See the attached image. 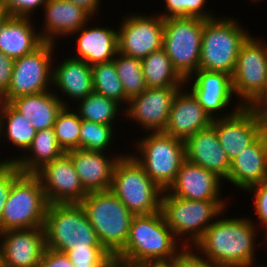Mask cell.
Returning a JSON list of instances; mask_svg holds the SVG:
<instances>
[{"instance_id": "6da1fadb", "label": "cell", "mask_w": 267, "mask_h": 267, "mask_svg": "<svg viewBox=\"0 0 267 267\" xmlns=\"http://www.w3.org/2000/svg\"><path fill=\"white\" fill-rule=\"evenodd\" d=\"M222 216L223 213L207 227L193 248L218 267H257V221L246 217L225 219Z\"/></svg>"}, {"instance_id": "7a4b0ae2", "label": "cell", "mask_w": 267, "mask_h": 267, "mask_svg": "<svg viewBox=\"0 0 267 267\" xmlns=\"http://www.w3.org/2000/svg\"><path fill=\"white\" fill-rule=\"evenodd\" d=\"M178 242L161 211L134 215L125 247L114 257L115 265L141 267L150 262L170 261L184 247Z\"/></svg>"}, {"instance_id": "3957f363", "label": "cell", "mask_w": 267, "mask_h": 267, "mask_svg": "<svg viewBox=\"0 0 267 267\" xmlns=\"http://www.w3.org/2000/svg\"><path fill=\"white\" fill-rule=\"evenodd\" d=\"M80 204L100 244L115 257L125 247L134 215L111 190L88 192Z\"/></svg>"}, {"instance_id": "277c9868", "label": "cell", "mask_w": 267, "mask_h": 267, "mask_svg": "<svg viewBox=\"0 0 267 267\" xmlns=\"http://www.w3.org/2000/svg\"><path fill=\"white\" fill-rule=\"evenodd\" d=\"M43 228L46 248L55 251L104 248L80 203L49 204Z\"/></svg>"}, {"instance_id": "5b68a950", "label": "cell", "mask_w": 267, "mask_h": 267, "mask_svg": "<svg viewBox=\"0 0 267 267\" xmlns=\"http://www.w3.org/2000/svg\"><path fill=\"white\" fill-rule=\"evenodd\" d=\"M226 203L224 200L183 199L164 190L160 211L176 238L182 240L181 244L184 247H194L207 227L214 222L213 219L226 212Z\"/></svg>"}, {"instance_id": "8992f818", "label": "cell", "mask_w": 267, "mask_h": 267, "mask_svg": "<svg viewBox=\"0 0 267 267\" xmlns=\"http://www.w3.org/2000/svg\"><path fill=\"white\" fill-rule=\"evenodd\" d=\"M238 21L233 16L203 20L199 69L233 75L240 47L250 35Z\"/></svg>"}, {"instance_id": "52a82bcc", "label": "cell", "mask_w": 267, "mask_h": 267, "mask_svg": "<svg viewBox=\"0 0 267 267\" xmlns=\"http://www.w3.org/2000/svg\"><path fill=\"white\" fill-rule=\"evenodd\" d=\"M110 190L133 215L160 211L162 190L142 166L126 153L117 161Z\"/></svg>"}, {"instance_id": "ba28073f", "label": "cell", "mask_w": 267, "mask_h": 267, "mask_svg": "<svg viewBox=\"0 0 267 267\" xmlns=\"http://www.w3.org/2000/svg\"><path fill=\"white\" fill-rule=\"evenodd\" d=\"M49 203L39 178L21 173L13 182L0 219V232L43 228Z\"/></svg>"}, {"instance_id": "9c48e42d", "label": "cell", "mask_w": 267, "mask_h": 267, "mask_svg": "<svg viewBox=\"0 0 267 267\" xmlns=\"http://www.w3.org/2000/svg\"><path fill=\"white\" fill-rule=\"evenodd\" d=\"M148 133L134 144L137 155H131L162 190H167L185 160L184 141L165 132Z\"/></svg>"}, {"instance_id": "30bf717a", "label": "cell", "mask_w": 267, "mask_h": 267, "mask_svg": "<svg viewBox=\"0 0 267 267\" xmlns=\"http://www.w3.org/2000/svg\"><path fill=\"white\" fill-rule=\"evenodd\" d=\"M202 34L203 19L195 17L164 19L162 49L184 79L199 69Z\"/></svg>"}, {"instance_id": "8fae6325", "label": "cell", "mask_w": 267, "mask_h": 267, "mask_svg": "<svg viewBox=\"0 0 267 267\" xmlns=\"http://www.w3.org/2000/svg\"><path fill=\"white\" fill-rule=\"evenodd\" d=\"M258 39L249 35L242 43L232 75L234 94L244 107H249L267 84V43Z\"/></svg>"}, {"instance_id": "7c38bea8", "label": "cell", "mask_w": 267, "mask_h": 267, "mask_svg": "<svg viewBox=\"0 0 267 267\" xmlns=\"http://www.w3.org/2000/svg\"><path fill=\"white\" fill-rule=\"evenodd\" d=\"M55 45L52 42H44L32 53L14 60L8 90L2 96L3 102L8 103L10 100L23 95L50 91Z\"/></svg>"}, {"instance_id": "4fadbf2b", "label": "cell", "mask_w": 267, "mask_h": 267, "mask_svg": "<svg viewBox=\"0 0 267 267\" xmlns=\"http://www.w3.org/2000/svg\"><path fill=\"white\" fill-rule=\"evenodd\" d=\"M140 13L124 16L118 29V52L143 59L162 49L164 19Z\"/></svg>"}, {"instance_id": "5bb4252c", "label": "cell", "mask_w": 267, "mask_h": 267, "mask_svg": "<svg viewBox=\"0 0 267 267\" xmlns=\"http://www.w3.org/2000/svg\"><path fill=\"white\" fill-rule=\"evenodd\" d=\"M190 83H193L189 90L190 93L212 119L229 117L243 107L239 101L236 106L234 105L233 111L220 114L222 110H226L225 108L230 106L234 96L232 76L226 73L198 69L185 79L184 87H189Z\"/></svg>"}, {"instance_id": "9a60e30c", "label": "cell", "mask_w": 267, "mask_h": 267, "mask_svg": "<svg viewBox=\"0 0 267 267\" xmlns=\"http://www.w3.org/2000/svg\"><path fill=\"white\" fill-rule=\"evenodd\" d=\"M212 126L230 162L263 133L261 115L244 106L229 117L213 119Z\"/></svg>"}, {"instance_id": "2e32d148", "label": "cell", "mask_w": 267, "mask_h": 267, "mask_svg": "<svg viewBox=\"0 0 267 267\" xmlns=\"http://www.w3.org/2000/svg\"><path fill=\"white\" fill-rule=\"evenodd\" d=\"M34 174L39 178L49 204L81 203L88 194L66 153Z\"/></svg>"}, {"instance_id": "e0dca14e", "label": "cell", "mask_w": 267, "mask_h": 267, "mask_svg": "<svg viewBox=\"0 0 267 267\" xmlns=\"http://www.w3.org/2000/svg\"><path fill=\"white\" fill-rule=\"evenodd\" d=\"M183 87L146 88L140 95L132 97L123 115L136 121L150 132H164L167 126L172 101Z\"/></svg>"}, {"instance_id": "ac0fdd59", "label": "cell", "mask_w": 267, "mask_h": 267, "mask_svg": "<svg viewBox=\"0 0 267 267\" xmlns=\"http://www.w3.org/2000/svg\"><path fill=\"white\" fill-rule=\"evenodd\" d=\"M5 267H39L46 249L44 228L0 232Z\"/></svg>"}, {"instance_id": "d6986e66", "label": "cell", "mask_w": 267, "mask_h": 267, "mask_svg": "<svg viewBox=\"0 0 267 267\" xmlns=\"http://www.w3.org/2000/svg\"><path fill=\"white\" fill-rule=\"evenodd\" d=\"M221 181L215 173L185 159L174 182L166 191L189 200H223L220 198Z\"/></svg>"}, {"instance_id": "ffe728a7", "label": "cell", "mask_w": 267, "mask_h": 267, "mask_svg": "<svg viewBox=\"0 0 267 267\" xmlns=\"http://www.w3.org/2000/svg\"><path fill=\"white\" fill-rule=\"evenodd\" d=\"M71 158L80 182L87 192L110 190L113 172L123 154L107 157L105 152L72 149L66 152Z\"/></svg>"}, {"instance_id": "44dd1931", "label": "cell", "mask_w": 267, "mask_h": 267, "mask_svg": "<svg viewBox=\"0 0 267 267\" xmlns=\"http://www.w3.org/2000/svg\"><path fill=\"white\" fill-rule=\"evenodd\" d=\"M213 119L190 92L181 88L175 95L164 132L185 141L212 125Z\"/></svg>"}, {"instance_id": "7402d4cb", "label": "cell", "mask_w": 267, "mask_h": 267, "mask_svg": "<svg viewBox=\"0 0 267 267\" xmlns=\"http://www.w3.org/2000/svg\"><path fill=\"white\" fill-rule=\"evenodd\" d=\"M184 145L186 160L227 180L231 162L221 147L212 125L193 134L184 141Z\"/></svg>"}, {"instance_id": "603a6c76", "label": "cell", "mask_w": 267, "mask_h": 267, "mask_svg": "<svg viewBox=\"0 0 267 267\" xmlns=\"http://www.w3.org/2000/svg\"><path fill=\"white\" fill-rule=\"evenodd\" d=\"M44 25L40 36L44 42L55 43L58 37L73 36L93 17L83 8L68 0H46L44 5Z\"/></svg>"}, {"instance_id": "cb8c5ba5", "label": "cell", "mask_w": 267, "mask_h": 267, "mask_svg": "<svg viewBox=\"0 0 267 267\" xmlns=\"http://www.w3.org/2000/svg\"><path fill=\"white\" fill-rule=\"evenodd\" d=\"M267 179V135L263 132L231 161L227 182L241 191Z\"/></svg>"}, {"instance_id": "d4e9b609", "label": "cell", "mask_w": 267, "mask_h": 267, "mask_svg": "<svg viewBox=\"0 0 267 267\" xmlns=\"http://www.w3.org/2000/svg\"><path fill=\"white\" fill-rule=\"evenodd\" d=\"M86 26L73 33L79 36L75 39L76 53L71 57L83 60L91 66L112 61L118 52V29Z\"/></svg>"}, {"instance_id": "484cf974", "label": "cell", "mask_w": 267, "mask_h": 267, "mask_svg": "<svg viewBox=\"0 0 267 267\" xmlns=\"http://www.w3.org/2000/svg\"><path fill=\"white\" fill-rule=\"evenodd\" d=\"M58 96L57 92L51 89L43 93L16 97L8 104L39 131L53 128L58 113L63 107H69V103Z\"/></svg>"}, {"instance_id": "4316f807", "label": "cell", "mask_w": 267, "mask_h": 267, "mask_svg": "<svg viewBox=\"0 0 267 267\" xmlns=\"http://www.w3.org/2000/svg\"><path fill=\"white\" fill-rule=\"evenodd\" d=\"M32 23L27 17L0 19V52L15 60L39 48L44 41Z\"/></svg>"}, {"instance_id": "83f0119b", "label": "cell", "mask_w": 267, "mask_h": 267, "mask_svg": "<svg viewBox=\"0 0 267 267\" xmlns=\"http://www.w3.org/2000/svg\"><path fill=\"white\" fill-rule=\"evenodd\" d=\"M60 64L53 66L52 86L62 92V95L73 99V102L83 100L93 90L91 65L83 60L72 57L63 59Z\"/></svg>"}, {"instance_id": "f1b7e54d", "label": "cell", "mask_w": 267, "mask_h": 267, "mask_svg": "<svg viewBox=\"0 0 267 267\" xmlns=\"http://www.w3.org/2000/svg\"><path fill=\"white\" fill-rule=\"evenodd\" d=\"M27 151L21 157L5 158L2 162H12L22 173L34 174L46 163L52 162L66 153L59 145L53 128L37 131Z\"/></svg>"}, {"instance_id": "f546056e", "label": "cell", "mask_w": 267, "mask_h": 267, "mask_svg": "<svg viewBox=\"0 0 267 267\" xmlns=\"http://www.w3.org/2000/svg\"><path fill=\"white\" fill-rule=\"evenodd\" d=\"M141 63L147 88L184 86L185 79L176 71L163 49L150 53Z\"/></svg>"}, {"instance_id": "4dcf8cb0", "label": "cell", "mask_w": 267, "mask_h": 267, "mask_svg": "<svg viewBox=\"0 0 267 267\" xmlns=\"http://www.w3.org/2000/svg\"><path fill=\"white\" fill-rule=\"evenodd\" d=\"M37 131L23 115L16 112L8 103L3 102L0 110V139L7 137V141L25 150L30 147ZM1 141V140H0Z\"/></svg>"}, {"instance_id": "1f68e13d", "label": "cell", "mask_w": 267, "mask_h": 267, "mask_svg": "<svg viewBox=\"0 0 267 267\" xmlns=\"http://www.w3.org/2000/svg\"><path fill=\"white\" fill-rule=\"evenodd\" d=\"M77 103L75 110L81 119L99 124L113 125L122 111L118 102L94 91Z\"/></svg>"}, {"instance_id": "d6a6232c", "label": "cell", "mask_w": 267, "mask_h": 267, "mask_svg": "<svg viewBox=\"0 0 267 267\" xmlns=\"http://www.w3.org/2000/svg\"><path fill=\"white\" fill-rule=\"evenodd\" d=\"M91 70L94 92L113 99L119 104L126 103L128 105L129 99L124 93L113 60L93 64Z\"/></svg>"}, {"instance_id": "836d02e7", "label": "cell", "mask_w": 267, "mask_h": 267, "mask_svg": "<svg viewBox=\"0 0 267 267\" xmlns=\"http://www.w3.org/2000/svg\"><path fill=\"white\" fill-rule=\"evenodd\" d=\"M126 97L140 95L146 88L141 59L117 52L113 59Z\"/></svg>"}, {"instance_id": "e575fe53", "label": "cell", "mask_w": 267, "mask_h": 267, "mask_svg": "<svg viewBox=\"0 0 267 267\" xmlns=\"http://www.w3.org/2000/svg\"><path fill=\"white\" fill-rule=\"evenodd\" d=\"M81 122L82 119L74 109H70V106L63 107L58 113L53 130L59 145L65 152L80 149Z\"/></svg>"}, {"instance_id": "d590c367", "label": "cell", "mask_w": 267, "mask_h": 267, "mask_svg": "<svg viewBox=\"0 0 267 267\" xmlns=\"http://www.w3.org/2000/svg\"><path fill=\"white\" fill-rule=\"evenodd\" d=\"M114 125L99 124L88 120L81 122L80 149L87 151L108 152L113 139Z\"/></svg>"}, {"instance_id": "8d00e7d4", "label": "cell", "mask_w": 267, "mask_h": 267, "mask_svg": "<svg viewBox=\"0 0 267 267\" xmlns=\"http://www.w3.org/2000/svg\"><path fill=\"white\" fill-rule=\"evenodd\" d=\"M166 10L158 13L163 19L171 17H195L203 20L214 18L215 15L204 11L207 0H164Z\"/></svg>"}, {"instance_id": "74e56055", "label": "cell", "mask_w": 267, "mask_h": 267, "mask_svg": "<svg viewBox=\"0 0 267 267\" xmlns=\"http://www.w3.org/2000/svg\"><path fill=\"white\" fill-rule=\"evenodd\" d=\"M75 267H116L105 248L71 249L65 252Z\"/></svg>"}, {"instance_id": "f35d334b", "label": "cell", "mask_w": 267, "mask_h": 267, "mask_svg": "<svg viewBox=\"0 0 267 267\" xmlns=\"http://www.w3.org/2000/svg\"><path fill=\"white\" fill-rule=\"evenodd\" d=\"M22 172L12 162L0 163V219L2 217L5 202L14 180Z\"/></svg>"}, {"instance_id": "ab89813d", "label": "cell", "mask_w": 267, "mask_h": 267, "mask_svg": "<svg viewBox=\"0 0 267 267\" xmlns=\"http://www.w3.org/2000/svg\"><path fill=\"white\" fill-rule=\"evenodd\" d=\"M246 191L250 194L254 193L253 206L262 225L261 228H265V233L267 231V179L249 187Z\"/></svg>"}, {"instance_id": "60d3db41", "label": "cell", "mask_w": 267, "mask_h": 267, "mask_svg": "<svg viewBox=\"0 0 267 267\" xmlns=\"http://www.w3.org/2000/svg\"><path fill=\"white\" fill-rule=\"evenodd\" d=\"M6 15L14 17L31 18L35 10L42 6L43 9L46 0H3ZM34 11V12H33Z\"/></svg>"}, {"instance_id": "b9f144b4", "label": "cell", "mask_w": 267, "mask_h": 267, "mask_svg": "<svg viewBox=\"0 0 267 267\" xmlns=\"http://www.w3.org/2000/svg\"><path fill=\"white\" fill-rule=\"evenodd\" d=\"M190 248L191 247H183L173 258V267H218L206 257L200 255L198 251L196 252Z\"/></svg>"}, {"instance_id": "7bdbcfd3", "label": "cell", "mask_w": 267, "mask_h": 267, "mask_svg": "<svg viewBox=\"0 0 267 267\" xmlns=\"http://www.w3.org/2000/svg\"><path fill=\"white\" fill-rule=\"evenodd\" d=\"M39 267H75L66 253L46 248Z\"/></svg>"}, {"instance_id": "ee69618b", "label": "cell", "mask_w": 267, "mask_h": 267, "mask_svg": "<svg viewBox=\"0 0 267 267\" xmlns=\"http://www.w3.org/2000/svg\"><path fill=\"white\" fill-rule=\"evenodd\" d=\"M14 59L0 52V94L3 96L10 84Z\"/></svg>"}, {"instance_id": "f6af8a7d", "label": "cell", "mask_w": 267, "mask_h": 267, "mask_svg": "<svg viewBox=\"0 0 267 267\" xmlns=\"http://www.w3.org/2000/svg\"><path fill=\"white\" fill-rule=\"evenodd\" d=\"M73 2L75 5L83 8L87 11L92 17L96 16L101 8V0H68ZM96 14V15H95Z\"/></svg>"}, {"instance_id": "bcb514c9", "label": "cell", "mask_w": 267, "mask_h": 267, "mask_svg": "<svg viewBox=\"0 0 267 267\" xmlns=\"http://www.w3.org/2000/svg\"><path fill=\"white\" fill-rule=\"evenodd\" d=\"M249 107L259 114L267 108V84L262 94Z\"/></svg>"}, {"instance_id": "7dc6e473", "label": "cell", "mask_w": 267, "mask_h": 267, "mask_svg": "<svg viewBox=\"0 0 267 267\" xmlns=\"http://www.w3.org/2000/svg\"><path fill=\"white\" fill-rule=\"evenodd\" d=\"M141 267H173V259L170 261L150 262Z\"/></svg>"}, {"instance_id": "c3c4849f", "label": "cell", "mask_w": 267, "mask_h": 267, "mask_svg": "<svg viewBox=\"0 0 267 267\" xmlns=\"http://www.w3.org/2000/svg\"><path fill=\"white\" fill-rule=\"evenodd\" d=\"M260 115L263 121V132L267 135V108Z\"/></svg>"}, {"instance_id": "681fc988", "label": "cell", "mask_w": 267, "mask_h": 267, "mask_svg": "<svg viewBox=\"0 0 267 267\" xmlns=\"http://www.w3.org/2000/svg\"><path fill=\"white\" fill-rule=\"evenodd\" d=\"M0 267H5L4 264V252H3V247L2 243L0 242Z\"/></svg>"}, {"instance_id": "f907efd6", "label": "cell", "mask_w": 267, "mask_h": 267, "mask_svg": "<svg viewBox=\"0 0 267 267\" xmlns=\"http://www.w3.org/2000/svg\"><path fill=\"white\" fill-rule=\"evenodd\" d=\"M6 16V11L4 9V1L0 0V19Z\"/></svg>"}, {"instance_id": "816d5d0a", "label": "cell", "mask_w": 267, "mask_h": 267, "mask_svg": "<svg viewBox=\"0 0 267 267\" xmlns=\"http://www.w3.org/2000/svg\"><path fill=\"white\" fill-rule=\"evenodd\" d=\"M2 104H3V99H2V95L0 94V110H1Z\"/></svg>"}, {"instance_id": "f5cc1de1", "label": "cell", "mask_w": 267, "mask_h": 267, "mask_svg": "<svg viewBox=\"0 0 267 267\" xmlns=\"http://www.w3.org/2000/svg\"><path fill=\"white\" fill-rule=\"evenodd\" d=\"M264 237H265V244H266V246H267V231L265 232V235H264Z\"/></svg>"}]
</instances>
